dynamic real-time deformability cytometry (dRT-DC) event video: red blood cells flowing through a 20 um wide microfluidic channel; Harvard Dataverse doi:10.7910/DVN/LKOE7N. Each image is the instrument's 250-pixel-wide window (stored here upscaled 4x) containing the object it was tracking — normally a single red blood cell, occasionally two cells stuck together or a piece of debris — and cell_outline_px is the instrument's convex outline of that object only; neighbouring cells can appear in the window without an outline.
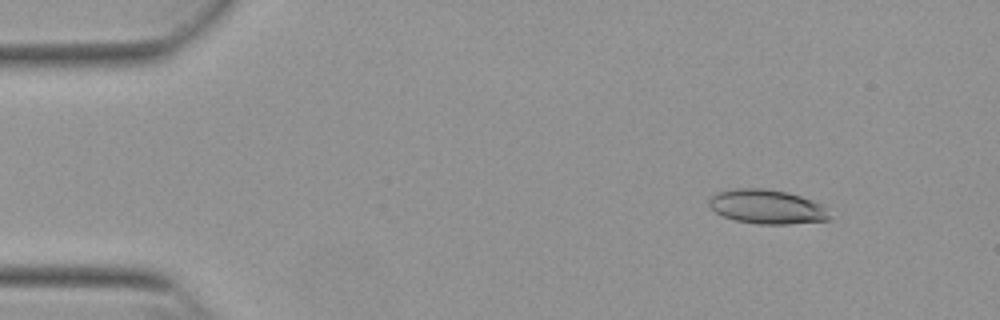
{"species": "Egyptian fruit bat (a non-hibernating species)", "species_latin": "Rousettus aegyptiacus", "temperature_condition": "warm", "stored_images_in_passage": 52, "camera_frame_rate_fps": 3000, "um_per_image_px": 0.085, "animal": {"sex": "female"}, "frame": {"image": 1, "passage_image": 6, "time_ms": 1.667, "image_size_px": [1000, 320], "cell_outline_px": [[828, 220], [788, 224], [760, 224], [736, 220], [724, 216], [716, 212], [708, 204], [708, 200], [716, 192], [736, 188], [764, 188], [788, 192], [824, 204], [828, 216]], "centroid_in_image_um": [65.18, 17.56], "position_along_channel_um": 19.8, "area_um2": 23.93}}
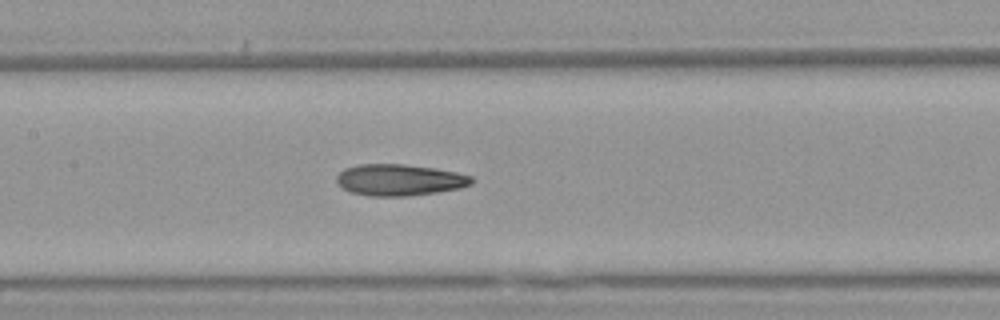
{"frame": {"image": 2, "passage_image": 25, "time_ms": 8.0, "image_size_px": [1000, 320], "cell_outline_px": [[476, 180], [472, 184], [460, 188], [436, 192], [408, 196], [368, 196], [352, 192], [344, 188], [336, 180], [336, 176], [344, 168], [360, 164], [404, 164], [436, 168], [456, 172], [472, 176]], "centroid_in_image_um": [33.99, 15.29], "position_along_channel_um": 173.4, "area_um2": 24.8}}
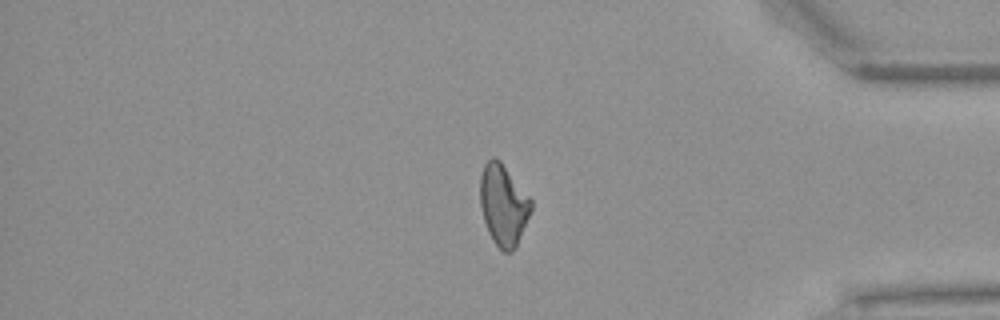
{"frame": {"image": 3, "passage_image": 44, "time_ms": 14.333, "image_size_px": [1000, 320], "cell_outline_px": [[532, 208], [516, 248], [512, 252], [504, 252], [492, 240], [488, 232], [484, 220], [480, 204], [480, 176], [484, 164], [492, 156], [496, 156], [500, 160], [532, 200]], "centroid_in_image_um": [42.78, 17.41], "position_along_channel_um": 392.4, "area_um2": 24.1}, "authors_computed_cell_mechanics": {"area_um2": 24.1604, "velocity_mm_per_s": 3.8717, "shape_relaxation_time_tau1_ms": null, "shape_relaxation_time_tau2_ms": 3.3178, "deformation_change_tau1": null, "deformation_change_tau2": 0.1255}}